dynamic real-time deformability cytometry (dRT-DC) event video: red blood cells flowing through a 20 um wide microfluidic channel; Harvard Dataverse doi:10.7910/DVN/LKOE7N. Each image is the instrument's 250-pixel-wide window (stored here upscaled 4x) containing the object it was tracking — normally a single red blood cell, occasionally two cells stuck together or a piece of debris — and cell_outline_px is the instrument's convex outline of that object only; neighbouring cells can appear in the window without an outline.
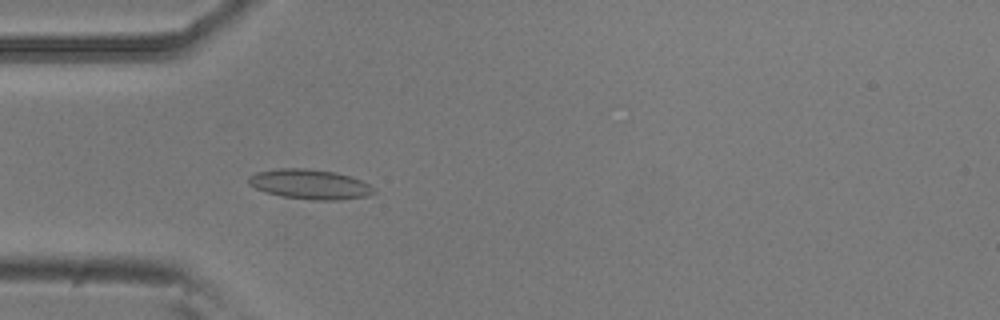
{"species": "common noctule bat (a hibernating species)", "species_latin": "Nyctalus noctula", "temperature_condition": "room temperature", "stored_images_in_passage": 45, "camera_frame_rate_fps": 3000, "um_per_image_px": 0.085, "animal": {"sex": "male", "body_mass_g": 20.5, "forearm_length_mm": 52.5}, "frame": {"image": 1, "passage_image": 7, "time_ms": 2.0, "image_size_px": [1000, 320], "cell_outline_px": [[376, 192], [368, 196], [340, 200], [312, 200], [280, 196], [264, 192], [248, 184], [248, 176], [256, 172], [280, 168], [308, 168], [336, 172], [352, 176], [376, 188]], "centroid_in_image_um": [26.35, 15.66], "position_along_channel_um": 58.7, "area_um2": 22.08}}
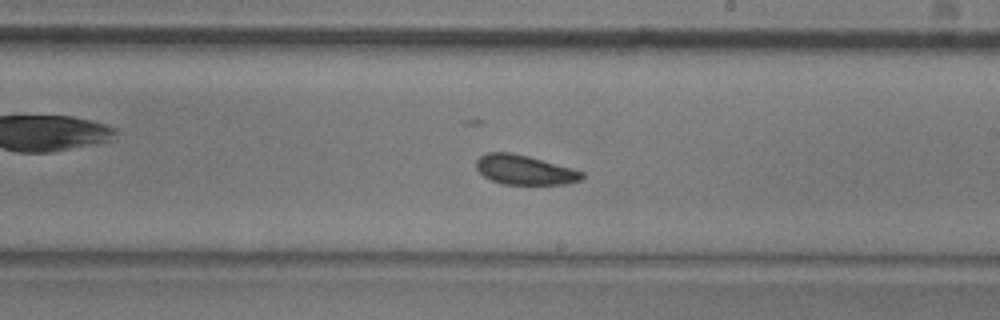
{"frame": {"image": 2, "passage_image": 22, "time_ms": 7.0, "image_size_px": [1000, 320], "cell_outline_px": [[584, 176], [580, 180], [568, 184], [504, 184], [492, 180], [484, 176], [476, 168], [476, 160], [480, 156], [488, 152], [512, 152], [528, 156], [572, 168], [584, 172]], "centroid_in_image_um": [44.59, 14.43], "position_along_channel_um": 244.4, "area_um2": 18.15}}
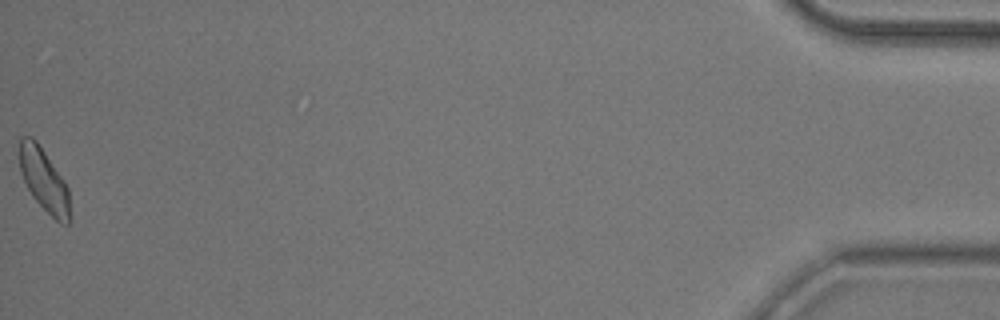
{"frame": {"image": 3, "passage_image": 45, "time_ms": 14.667, "image_size_px": [1000, 320], "cell_outline_px": [[68, 224], [60, 224], [32, 196], [20, 172], [20, 136], [32, 136], [36, 140], [68, 188]], "centroid_in_image_um": [3.7, 15.28], "position_along_channel_um": 431.5, "area_um2": 17.69}, "authors_computed_cell_mechanics": {"area_um2": 18.785, "velocity_mm_per_s": 3.7461, "shape_relaxation_time_tau1_ms": 3.9161, "shape_relaxation_time_tau2_ms": 3.3233, "deformation_change_tau1": 0.0672, "deformation_change_tau2": 0.0655}}